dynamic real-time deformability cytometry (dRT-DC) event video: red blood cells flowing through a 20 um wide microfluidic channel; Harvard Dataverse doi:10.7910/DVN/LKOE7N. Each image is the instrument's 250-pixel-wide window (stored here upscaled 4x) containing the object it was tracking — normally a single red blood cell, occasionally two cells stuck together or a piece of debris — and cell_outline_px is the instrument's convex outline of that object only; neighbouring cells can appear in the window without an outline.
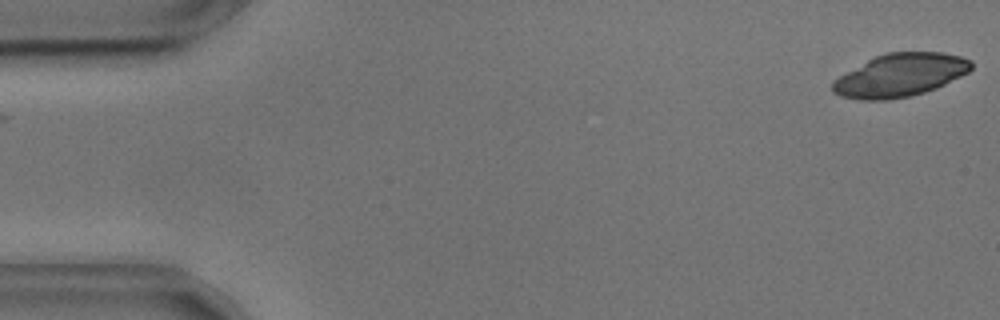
{"species": "common noctule bat (a hibernating species)", "species_latin": "Nyctalus noctula", "temperature_condition": "cold", "stored_images_in_passage": 54, "camera_frame_rate_fps": 3000, "um_per_image_px": 0.085, "animal": {"sex": "male", "body_mass_g": 17.9, "forearm_length_mm": 54.2}, "frame": {"image": 1, "passage_image": 1, "time_ms": 0.0, "image_size_px": [1000, 320], "cell_outline_px": [[972, 68], [968, 72], [936, 88], [912, 96], [888, 100], [860, 100], [840, 96], [832, 92], [832, 80], [868, 60], [876, 56], [888, 52], [944, 52], [960, 56], [972, 60]], "centroid_in_image_um": [76.51, 6.4], "position_along_channel_um": 8.5, "area_um2": 34.74}}